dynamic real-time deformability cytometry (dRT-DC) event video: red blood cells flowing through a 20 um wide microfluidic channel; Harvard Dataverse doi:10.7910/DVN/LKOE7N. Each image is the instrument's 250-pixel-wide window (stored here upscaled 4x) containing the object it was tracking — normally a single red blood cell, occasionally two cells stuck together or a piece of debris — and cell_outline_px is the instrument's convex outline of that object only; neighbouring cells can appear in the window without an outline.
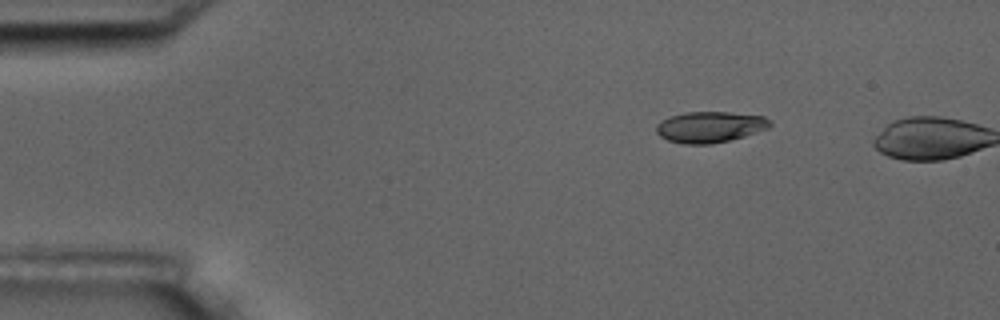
{"species": "common noctule bat (a hibernating species)", "species_latin": "Nyctalus noctula", "temperature_condition": "room temperature", "stored_images_in_passage": 2, "camera_frame_rate_fps": 3000, "um_per_image_px": 0.085, "animal": {"sex": "male", "body_mass_g": 17.5, "forearm_length_mm": 52.3}, "frame": {"image": 1, "passage_image": 1, "time_ms": 0.0, "image_size_px": [1000, 320], "cell_outline_px": [[772, 124], [768, 128], [744, 136], [712, 144], [684, 144], [668, 140], [660, 136], [656, 132], [656, 124], [660, 120], [672, 116], [688, 112], [728, 112], [764, 116], [772, 120]], "centroid_in_image_um": [60.35, 10.79], "position_along_channel_um": 24.7, "area_um2": 20.52}}